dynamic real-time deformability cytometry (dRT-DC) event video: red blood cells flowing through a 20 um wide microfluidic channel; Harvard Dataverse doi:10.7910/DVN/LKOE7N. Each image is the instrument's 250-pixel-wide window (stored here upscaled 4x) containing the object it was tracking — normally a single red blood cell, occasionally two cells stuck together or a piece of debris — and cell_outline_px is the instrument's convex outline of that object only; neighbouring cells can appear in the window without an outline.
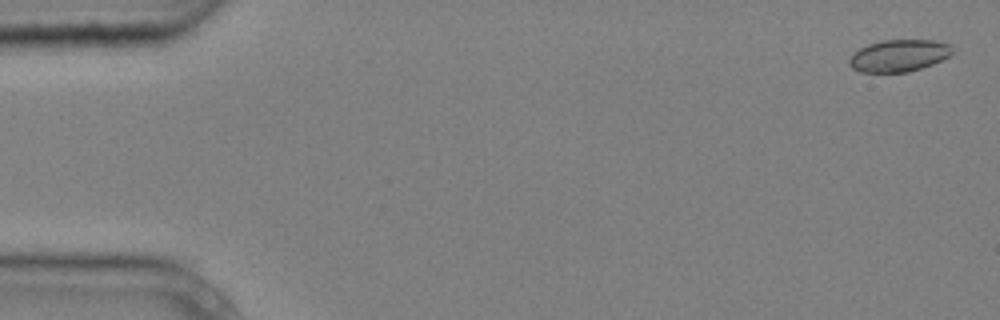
{"species": "common noctule bat (a hibernating species)", "species_latin": "Nyctalus noctula", "temperature_condition": "cold", "stored_images_in_passage": 7, "camera_frame_rate_fps": 3000, "um_per_image_px": 0.085, "animal": {"sex": "male", "body_mass_g": 20.4}, "frame": {"image": 1, "passage_image": 1, "time_ms": 0.0, "image_size_px": [1000, 320], "cell_outline_px": [[952, 52], [948, 56], [932, 64], [908, 72], [860, 72], [852, 68], [848, 64], [848, 60], [860, 48], [868, 44], [880, 40], [936, 40], [948, 44], [952, 48]], "centroid_in_image_um": [76.38, 4.72], "position_along_channel_um": 8.6, "area_um2": 19.07}}
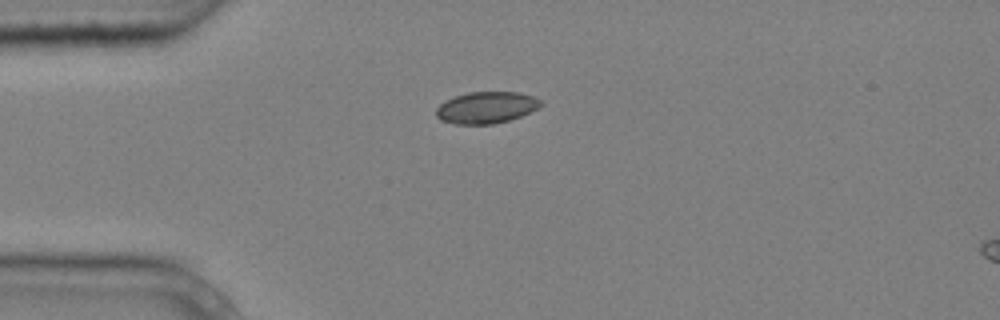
{"frame": {"image": 2, "passage_image": 2, "time_ms": 0.333, "image_size_px": [1000, 320], "cell_outline_px": [[544, 104], [520, 116], [508, 120], [492, 124], [456, 124], [440, 120], [436, 116], [436, 108], [440, 104], [456, 96], [468, 92], [520, 92], [544, 100]], "centroid_in_image_um": [41.35, 9.13], "position_along_channel_um": 43.7, "area_um2": 19.19}}
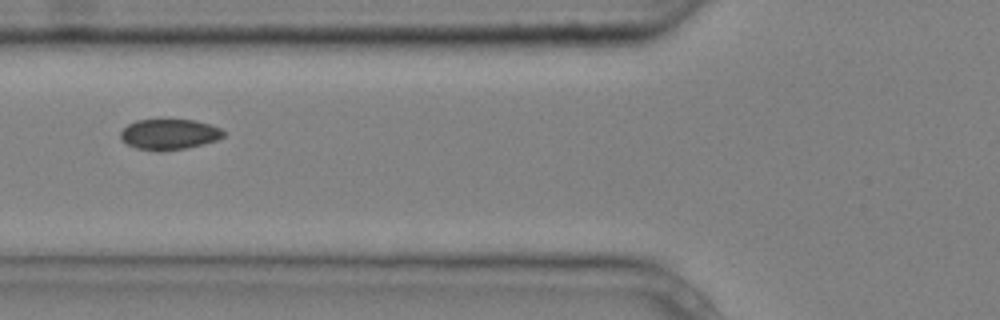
{"frame": {"image": 3, "passage_image": 4, "time_ms": 1.0, "image_size_px": [1000, 320], "cell_outline_px": [[224, 136], [216, 140], [204, 144], [184, 148], [160, 152], [156, 152], [136, 148], [128, 144], [120, 136], [120, 132], [128, 124], [136, 120], [196, 120], [220, 128], [224, 132]], "centroid_in_image_um": [14.38, 11.43], "position_along_channel_um": 111.4, "area_um2": 18.26}}